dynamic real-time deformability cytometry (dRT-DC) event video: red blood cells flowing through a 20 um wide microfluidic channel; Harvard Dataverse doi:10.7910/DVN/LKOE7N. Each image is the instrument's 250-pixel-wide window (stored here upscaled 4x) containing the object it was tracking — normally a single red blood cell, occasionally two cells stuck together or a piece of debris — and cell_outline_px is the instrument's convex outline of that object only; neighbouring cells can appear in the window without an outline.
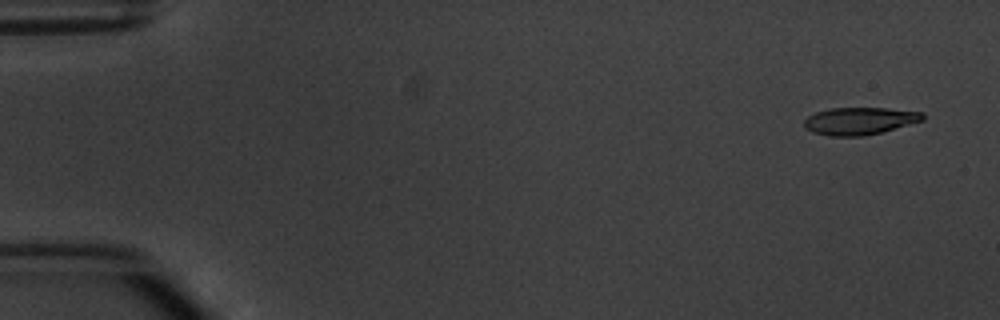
{"species": "common noctule bat (a hibernating species)", "species_latin": "Nyctalus noctula", "temperature_condition": "warm", "stored_images_in_passage": 4, "camera_frame_rate_fps": 3000, "um_per_image_px": 0.085, "animal": {"sex": "male", "body_mass_g": 20.1, "forearm_length_mm": 53.5}, "frame": {"image": 1, "passage_image": 1, "time_ms": 0.0, "image_size_px": [1000, 320], "cell_outline_px": [[924, 120], [880, 132], [864, 136], [832, 136], [812, 132], [804, 124], [804, 120], [808, 116], [816, 112], [832, 108], [888, 108], [924, 112]], "centroid_in_image_um": [73.09, 10.27], "position_along_channel_um": 11.9, "area_um2": 18.73}}
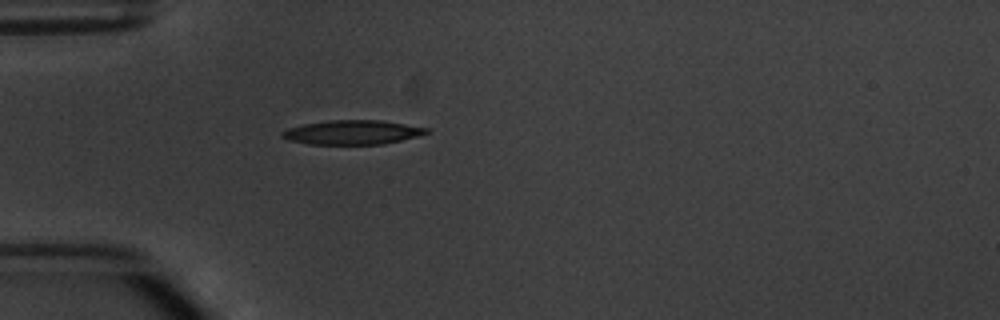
{"frame": {"image": 2, "passage_image": 4, "time_ms": 4.333, "image_size_px": [1000, 320], "cell_outline_px": [[428, 132], [416, 136], [384, 144], [308, 144], [288, 140], [280, 136], [280, 132], [288, 128], [304, 124], [328, 120], [380, 120], [428, 128]], "centroid_in_image_um": [29.88, 11.25], "position_along_channel_um": 55.1, "area_um2": 20.23}}